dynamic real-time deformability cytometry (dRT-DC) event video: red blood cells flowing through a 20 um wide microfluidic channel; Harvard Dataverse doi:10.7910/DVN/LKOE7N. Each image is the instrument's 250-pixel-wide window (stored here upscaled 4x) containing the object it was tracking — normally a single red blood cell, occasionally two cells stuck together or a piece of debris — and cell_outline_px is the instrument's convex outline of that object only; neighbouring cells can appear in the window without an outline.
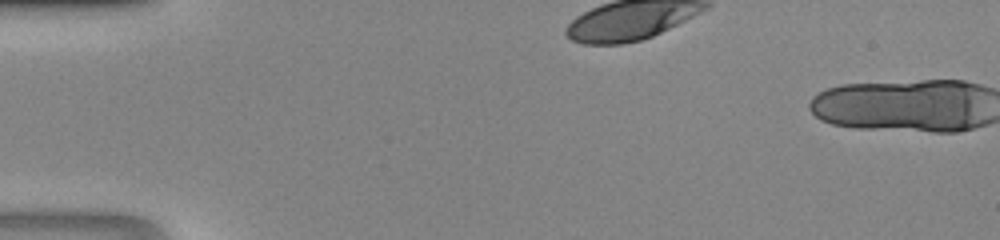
{"species": "human", "species_latin": "Homo sapiens", "temperature_condition": "room temperature", "stored_images_in_passage": 18, "camera_frame_rate_fps": 3000, "um_per_image_px": 0.085, "donor": {"sex": "male"}, "frame": {"image": 1, "passage_image": 1, "time_ms": 0.0, "image_size_px": [1000, 240], "cell_outline_px": [[980, 124], [968, 128], [920, 128], [840, 124], [828, 120], [820, 116], [812, 108], [812, 104], [824, 92], [832, 88], [856, 84], [932, 80], [956, 80], [972, 84]], "centroid_in_image_um": [76.63, 8.9], "position_along_channel_um": 8.4, "area_um2": 49.01}}